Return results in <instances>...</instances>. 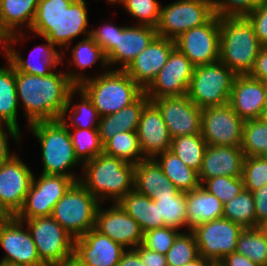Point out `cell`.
Returning <instances> with one entry per match:
<instances>
[{
	"label": "cell",
	"instance_id": "6da1fadb",
	"mask_svg": "<svg viewBox=\"0 0 267 266\" xmlns=\"http://www.w3.org/2000/svg\"><path fill=\"white\" fill-rule=\"evenodd\" d=\"M15 83L18 104L23 106L27 126L38 121L60 119L68 102V94L75 87L64 70L37 76L15 69Z\"/></svg>",
	"mask_w": 267,
	"mask_h": 266
},
{
	"label": "cell",
	"instance_id": "7a4b0ae2",
	"mask_svg": "<svg viewBox=\"0 0 267 266\" xmlns=\"http://www.w3.org/2000/svg\"><path fill=\"white\" fill-rule=\"evenodd\" d=\"M86 3L85 0H39L28 32L48 38L57 49H61L64 57V51L70 49L73 39L90 36Z\"/></svg>",
	"mask_w": 267,
	"mask_h": 266
},
{
	"label": "cell",
	"instance_id": "3957f363",
	"mask_svg": "<svg viewBox=\"0 0 267 266\" xmlns=\"http://www.w3.org/2000/svg\"><path fill=\"white\" fill-rule=\"evenodd\" d=\"M80 182L86 189L103 202H119L130 191L134 190L135 164L104 153L82 165Z\"/></svg>",
	"mask_w": 267,
	"mask_h": 266
},
{
	"label": "cell",
	"instance_id": "277c9868",
	"mask_svg": "<svg viewBox=\"0 0 267 266\" xmlns=\"http://www.w3.org/2000/svg\"><path fill=\"white\" fill-rule=\"evenodd\" d=\"M28 127L42 150L41 173L64 175L79 181L82 175L74 174L73 168L83 164L75 155L69 129L63 121L60 119L38 121L29 124Z\"/></svg>",
	"mask_w": 267,
	"mask_h": 266
},
{
	"label": "cell",
	"instance_id": "5b68a950",
	"mask_svg": "<svg viewBox=\"0 0 267 266\" xmlns=\"http://www.w3.org/2000/svg\"><path fill=\"white\" fill-rule=\"evenodd\" d=\"M262 48L245 16L220 17V61L236 75L251 73Z\"/></svg>",
	"mask_w": 267,
	"mask_h": 266
},
{
	"label": "cell",
	"instance_id": "8992f818",
	"mask_svg": "<svg viewBox=\"0 0 267 266\" xmlns=\"http://www.w3.org/2000/svg\"><path fill=\"white\" fill-rule=\"evenodd\" d=\"M81 88L91 99L99 116L120 111L133 103L144 90L121 69H109L84 81Z\"/></svg>",
	"mask_w": 267,
	"mask_h": 266
},
{
	"label": "cell",
	"instance_id": "52a82bcc",
	"mask_svg": "<svg viewBox=\"0 0 267 266\" xmlns=\"http://www.w3.org/2000/svg\"><path fill=\"white\" fill-rule=\"evenodd\" d=\"M101 202L86 187L75 181L54 206L52 217L74 238L95 228Z\"/></svg>",
	"mask_w": 267,
	"mask_h": 266
},
{
	"label": "cell",
	"instance_id": "ba28073f",
	"mask_svg": "<svg viewBox=\"0 0 267 266\" xmlns=\"http://www.w3.org/2000/svg\"><path fill=\"white\" fill-rule=\"evenodd\" d=\"M236 76L220 60L197 66L188 88V98L201 109L226 105Z\"/></svg>",
	"mask_w": 267,
	"mask_h": 266
},
{
	"label": "cell",
	"instance_id": "9c48e42d",
	"mask_svg": "<svg viewBox=\"0 0 267 266\" xmlns=\"http://www.w3.org/2000/svg\"><path fill=\"white\" fill-rule=\"evenodd\" d=\"M29 229L39 258L46 266L73 258L75 238L52 216L23 221Z\"/></svg>",
	"mask_w": 267,
	"mask_h": 266
},
{
	"label": "cell",
	"instance_id": "30bf717a",
	"mask_svg": "<svg viewBox=\"0 0 267 266\" xmlns=\"http://www.w3.org/2000/svg\"><path fill=\"white\" fill-rule=\"evenodd\" d=\"M214 15L210 0H176L161 5L156 31L158 36L175 40L185 31L204 25Z\"/></svg>",
	"mask_w": 267,
	"mask_h": 266
},
{
	"label": "cell",
	"instance_id": "8fae6325",
	"mask_svg": "<svg viewBox=\"0 0 267 266\" xmlns=\"http://www.w3.org/2000/svg\"><path fill=\"white\" fill-rule=\"evenodd\" d=\"M74 182L73 178L64 175L41 173L38 179L34 175L22 208L14 217L23 222L31 218L51 216L56 203Z\"/></svg>",
	"mask_w": 267,
	"mask_h": 266
},
{
	"label": "cell",
	"instance_id": "7c38bea8",
	"mask_svg": "<svg viewBox=\"0 0 267 266\" xmlns=\"http://www.w3.org/2000/svg\"><path fill=\"white\" fill-rule=\"evenodd\" d=\"M244 228L226 218H218L195 226L193 232L199 255L220 262L235 252L237 240Z\"/></svg>",
	"mask_w": 267,
	"mask_h": 266
},
{
	"label": "cell",
	"instance_id": "4fadbf2b",
	"mask_svg": "<svg viewBox=\"0 0 267 266\" xmlns=\"http://www.w3.org/2000/svg\"><path fill=\"white\" fill-rule=\"evenodd\" d=\"M175 41V47L192 64H211L220 60V17L214 15L202 26L185 31Z\"/></svg>",
	"mask_w": 267,
	"mask_h": 266
},
{
	"label": "cell",
	"instance_id": "5bb4252c",
	"mask_svg": "<svg viewBox=\"0 0 267 266\" xmlns=\"http://www.w3.org/2000/svg\"><path fill=\"white\" fill-rule=\"evenodd\" d=\"M243 126L229 104L202 109L201 135L207 145L241 147Z\"/></svg>",
	"mask_w": 267,
	"mask_h": 266
},
{
	"label": "cell",
	"instance_id": "9a60e30c",
	"mask_svg": "<svg viewBox=\"0 0 267 266\" xmlns=\"http://www.w3.org/2000/svg\"><path fill=\"white\" fill-rule=\"evenodd\" d=\"M194 68L192 62L175 47L164 67L144 92L150 100L186 95Z\"/></svg>",
	"mask_w": 267,
	"mask_h": 266
},
{
	"label": "cell",
	"instance_id": "2e32d148",
	"mask_svg": "<svg viewBox=\"0 0 267 266\" xmlns=\"http://www.w3.org/2000/svg\"><path fill=\"white\" fill-rule=\"evenodd\" d=\"M14 216L0 223V246L6 253L0 261L16 266H45L29 229Z\"/></svg>",
	"mask_w": 267,
	"mask_h": 266
},
{
	"label": "cell",
	"instance_id": "e0dca14e",
	"mask_svg": "<svg viewBox=\"0 0 267 266\" xmlns=\"http://www.w3.org/2000/svg\"><path fill=\"white\" fill-rule=\"evenodd\" d=\"M24 33L26 31L8 36L6 59L18 72L37 76H45L53 73L55 71L54 69H57L62 64V53L55 48L56 46L48 38L39 36L41 39H45L46 44L36 46V48L34 47L28 59H25L14 46L18 41L25 40L24 38L27 39Z\"/></svg>",
	"mask_w": 267,
	"mask_h": 266
},
{
	"label": "cell",
	"instance_id": "ac0fdd59",
	"mask_svg": "<svg viewBox=\"0 0 267 266\" xmlns=\"http://www.w3.org/2000/svg\"><path fill=\"white\" fill-rule=\"evenodd\" d=\"M150 101L160 110L171 138L201 134L202 109L187 94Z\"/></svg>",
	"mask_w": 267,
	"mask_h": 266
},
{
	"label": "cell",
	"instance_id": "d6986e66",
	"mask_svg": "<svg viewBox=\"0 0 267 266\" xmlns=\"http://www.w3.org/2000/svg\"><path fill=\"white\" fill-rule=\"evenodd\" d=\"M33 177L32 170L18 154L0 167V205L10 216H15L22 208Z\"/></svg>",
	"mask_w": 267,
	"mask_h": 266
},
{
	"label": "cell",
	"instance_id": "ffe728a7",
	"mask_svg": "<svg viewBox=\"0 0 267 266\" xmlns=\"http://www.w3.org/2000/svg\"><path fill=\"white\" fill-rule=\"evenodd\" d=\"M95 229L126 249H134L143 241L144 233L139 223L128 215L118 202H111L107 209L102 208V203L99 205Z\"/></svg>",
	"mask_w": 267,
	"mask_h": 266
},
{
	"label": "cell",
	"instance_id": "44dd1931",
	"mask_svg": "<svg viewBox=\"0 0 267 266\" xmlns=\"http://www.w3.org/2000/svg\"><path fill=\"white\" fill-rule=\"evenodd\" d=\"M126 248L95 228L74 241L73 258L80 266H117Z\"/></svg>",
	"mask_w": 267,
	"mask_h": 266
},
{
	"label": "cell",
	"instance_id": "7402d4cb",
	"mask_svg": "<svg viewBox=\"0 0 267 266\" xmlns=\"http://www.w3.org/2000/svg\"><path fill=\"white\" fill-rule=\"evenodd\" d=\"M174 48V40L157 35L124 71L145 91L164 67Z\"/></svg>",
	"mask_w": 267,
	"mask_h": 266
},
{
	"label": "cell",
	"instance_id": "603a6c76",
	"mask_svg": "<svg viewBox=\"0 0 267 266\" xmlns=\"http://www.w3.org/2000/svg\"><path fill=\"white\" fill-rule=\"evenodd\" d=\"M137 136L143 156L153 159L170 150L172 138L158 107L149 101L142 110Z\"/></svg>",
	"mask_w": 267,
	"mask_h": 266
},
{
	"label": "cell",
	"instance_id": "cb8c5ba5",
	"mask_svg": "<svg viewBox=\"0 0 267 266\" xmlns=\"http://www.w3.org/2000/svg\"><path fill=\"white\" fill-rule=\"evenodd\" d=\"M157 35L156 28L152 26H124L123 30L118 32L116 45L106 55L109 69H117L113 66L120 65L118 69L124 70Z\"/></svg>",
	"mask_w": 267,
	"mask_h": 266
},
{
	"label": "cell",
	"instance_id": "d4e9b609",
	"mask_svg": "<svg viewBox=\"0 0 267 266\" xmlns=\"http://www.w3.org/2000/svg\"><path fill=\"white\" fill-rule=\"evenodd\" d=\"M244 160L241 147L208 145L198 172L200 184L218 176L242 177Z\"/></svg>",
	"mask_w": 267,
	"mask_h": 266
},
{
	"label": "cell",
	"instance_id": "484cf974",
	"mask_svg": "<svg viewBox=\"0 0 267 266\" xmlns=\"http://www.w3.org/2000/svg\"><path fill=\"white\" fill-rule=\"evenodd\" d=\"M228 104L243 121L260 118L265 106L264 82L249 74L237 75Z\"/></svg>",
	"mask_w": 267,
	"mask_h": 266
},
{
	"label": "cell",
	"instance_id": "4316f807",
	"mask_svg": "<svg viewBox=\"0 0 267 266\" xmlns=\"http://www.w3.org/2000/svg\"><path fill=\"white\" fill-rule=\"evenodd\" d=\"M134 189L154 201L157 196L178 195L181 192L163 173L154 158L135 164Z\"/></svg>",
	"mask_w": 267,
	"mask_h": 266
},
{
	"label": "cell",
	"instance_id": "83f0119b",
	"mask_svg": "<svg viewBox=\"0 0 267 266\" xmlns=\"http://www.w3.org/2000/svg\"><path fill=\"white\" fill-rule=\"evenodd\" d=\"M149 101L143 92L133 103L120 111L101 116L98 124L101 143L104 145L117 133L137 131L142 110Z\"/></svg>",
	"mask_w": 267,
	"mask_h": 266
},
{
	"label": "cell",
	"instance_id": "f1b7e54d",
	"mask_svg": "<svg viewBox=\"0 0 267 266\" xmlns=\"http://www.w3.org/2000/svg\"><path fill=\"white\" fill-rule=\"evenodd\" d=\"M71 49L72 57L69 60L71 63L69 62L68 64H73V67L76 68H72V70L66 72V74L69 78V81L75 87H79L84 81L90 79V77L84 75V72L86 69L93 68L98 61L101 63V68H103L102 71H104L105 68L106 70H109L106 54L91 36L82 38V40Z\"/></svg>",
	"mask_w": 267,
	"mask_h": 266
},
{
	"label": "cell",
	"instance_id": "f546056e",
	"mask_svg": "<svg viewBox=\"0 0 267 266\" xmlns=\"http://www.w3.org/2000/svg\"><path fill=\"white\" fill-rule=\"evenodd\" d=\"M186 212L188 229L223 217V204L202 185L186 192Z\"/></svg>",
	"mask_w": 267,
	"mask_h": 266
},
{
	"label": "cell",
	"instance_id": "4dcf8cb0",
	"mask_svg": "<svg viewBox=\"0 0 267 266\" xmlns=\"http://www.w3.org/2000/svg\"><path fill=\"white\" fill-rule=\"evenodd\" d=\"M38 2L39 0H0V27L7 36L21 32L23 26L27 30L31 29Z\"/></svg>",
	"mask_w": 267,
	"mask_h": 266
},
{
	"label": "cell",
	"instance_id": "1f68e13d",
	"mask_svg": "<svg viewBox=\"0 0 267 266\" xmlns=\"http://www.w3.org/2000/svg\"><path fill=\"white\" fill-rule=\"evenodd\" d=\"M118 203L128 215L139 223L143 233L164 227L155 201L138 193L135 189L125 195Z\"/></svg>",
	"mask_w": 267,
	"mask_h": 266
},
{
	"label": "cell",
	"instance_id": "d6a6232c",
	"mask_svg": "<svg viewBox=\"0 0 267 266\" xmlns=\"http://www.w3.org/2000/svg\"><path fill=\"white\" fill-rule=\"evenodd\" d=\"M75 93L79 94V103H74L73 98L75 96ZM60 120L63 121L68 129H70V127L91 129L98 128L100 116L97 109L93 106L91 99L86 95V93L81 88L74 87L68 94V102L66 107L64 108Z\"/></svg>",
	"mask_w": 267,
	"mask_h": 266
},
{
	"label": "cell",
	"instance_id": "836d02e7",
	"mask_svg": "<svg viewBox=\"0 0 267 266\" xmlns=\"http://www.w3.org/2000/svg\"><path fill=\"white\" fill-rule=\"evenodd\" d=\"M7 66H0V125L20 130L18 124V98L15 83V67L5 58Z\"/></svg>",
	"mask_w": 267,
	"mask_h": 266
},
{
	"label": "cell",
	"instance_id": "e575fe53",
	"mask_svg": "<svg viewBox=\"0 0 267 266\" xmlns=\"http://www.w3.org/2000/svg\"><path fill=\"white\" fill-rule=\"evenodd\" d=\"M154 159L162 168L163 173L180 191H192L201 185L198 172L185 165L184 162L170 150L158 154Z\"/></svg>",
	"mask_w": 267,
	"mask_h": 266
},
{
	"label": "cell",
	"instance_id": "d590c367",
	"mask_svg": "<svg viewBox=\"0 0 267 266\" xmlns=\"http://www.w3.org/2000/svg\"><path fill=\"white\" fill-rule=\"evenodd\" d=\"M103 153L133 164L146 159L140 148L136 131L117 133L103 145Z\"/></svg>",
	"mask_w": 267,
	"mask_h": 266
},
{
	"label": "cell",
	"instance_id": "8d00e7d4",
	"mask_svg": "<svg viewBox=\"0 0 267 266\" xmlns=\"http://www.w3.org/2000/svg\"><path fill=\"white\" fill-rule=\"evenodd\" d=\"M207 146L201 134L184 135L172 138L170 151L185 165L199 172Z\"/></svg>",
	"mask_w": 267,
	"mask_h": 266
},
{
	"label": "cell",
	"instance_id": "74e56055",
	"mask_svg": "<svg viewBox=\"0 0 267 266\" xmlns=\"http://www.w3.org/2000/svg\"><path fill=\"white\" fill-rule=\"evenodd\" d=\"M235 252L259 266H267V233L261 228H245L237 240Z\"/></svg>",
	"mask_w": 267,
	"mask_h": 266
},
{
	"label": "cell",
	"instance_id": "f35d334b",
	"mask_svg": "<svg viewBox=\"0 0 267 266\" xmlns=\"http://www.w3.org/2000/svg\"><path fill=\"white\" fill-rule=\"evenodd\" d=\"M223 218L245 228H256L254 196L251 191L243 190L231 201L223 204Z\"/></svg>",
	"mask_w": 267,
	"mask_h": 266
},
{
	"label": "cell",
	"instance_id": "ab89813d",
	"mask_svg": "<svg viewBox=\"0 0 267 266\" xmlns=\"http://www.w3.org/2000/svg\"><path fill=\"white\" fill-rule=\"evenodd\" d=\"M155 204L158 205L160 217L164 226L172 227L180 231L187 227L186 192L181 191L178 195L157 196Z\"/></svg>",
	"mask_w": 267,
	"mask_h": 266
},
{
	"label": "cell",
	"instance_id": "60d3db41",
	"mask_svg": "<svg viewBox=\"0 0 267 266\" xmlns=\"http://www.w3.org/2000/svg\"><path fill=\"white\" fill-rule=\"evenodd\" d=\"M72 129L73 131L69 129L72 145L76 157L82 164L103 153V144L100 140L98 128Z\"/></svg>",
	"mask_w": 267,
	"mask_h": 266
},
{
	"label": "cell",
	"instance_id": "b9f144b4",
	"mask_svg": "<svg viewBox=\"0 0 267 266\" xmlns=\"http://www.w3.org/2000/svg\"><path fill=\"white\" fill-rule=\"evenodd\" d=\"M109 4H121L125 11L138 20L136 24L157 27L161 4L157 0H107Z\"/></svg>",
	"mask_w": 267,
	"mask_h": 266
},
{
	"label": "cell",
	"instance_id": "7bdbcfd3",
	"mask_svg": "<svg viewBox=\"0 0 267 266\" xmlns=\"http://www.w3.org/2000/svg\"><path fill=\"white\" fill-rule=\"evenodd\" d=\"M241 148L245 157L260 156L267 148V123L260 118L245 120Z\"/></svg>",
	"mask_w": 267,
	"mask_h": 266
},
{
	"label": "cell",
	"instance_id": "ee69618b",
	"mask_svg": "<svg viewBox=\"0 0 267 266\" xmlns=\"http://www.w3.org/2000/svg\"><path fill=\"white\" fill-rule=\"evenodd\" d=\"M168 266H184L199 256L196 239L191 230L180 232L166 253Z\"/></svg>",
	"mask_w": 267,
	"mask_h": 266
},
{
	"label": "cell",
	"instance_id": "f6af8a7d",
	"mask_svg": "<svg viewBox=\"0 0 267 266\" xmlns=\"http://www.w3.org/2000/svg\"><path fill=\"white\" fill-rule=\"evenodd\" d=\"M202 186L216 196L222 204L231 201L240 194L244 188L242 177L218 176L207 179Z\"/></svg>",
	"mask_w": 267,
	"mask_h": 266
},
{
	"label": "cell",
	"instance_id": "bcb514c9",
	"mask_svg": "<svg viewBox=\"0 0 267 266\" xmlns=\"http://www.w3.org/2000/svg\"><path fill=\"white\" fill-rule=\"evenodd\" d=\"M242 179L245 190L251 192L267 184V160L260 156L245 157Z\"/></svg>",
	"mask_w": 267,
	"mask_h": 266
},
{
	"label": "cell",
	"instance_id": "7dc6e473",
	"mask_svg": "<svg viewBox=\"0 0 267 266\" xmlns=\"http://www.w3.org/2000/svg\"><path fill=\"white\" fill-rule=\"evenodd\" d=\"M180 232L182 231L167 226L149 230L143 234L142 245L149 250L166 255Z\"/></svg>",
	"mask_w": 267,
	"mask_h": 266
},
{
	"label": "cell",
	"instance_id": "c3c4849f",
	"mask_svg": "<svg viewBox=\"0 0 267 266\" xmlns=\"http://www.w3.org/2000/svg\"><path fill=\"white\" fill-rule=\"evenodd\" d=\"M262 0H210L214 14L219 17L246 16Z\"/></svg>",
	"mask_w": 267,
	"mask_h": 266
},
{
	"label": "cell",
	"instance_id": "681fc988",
	"mask_svg": "<svg viewBox=\"0 0 267 266\" xmlns=\"http://www.w3.org/2000/svg\"><path fill=\"white\" fill-rule=\"evenodd\" d=\"M123 26H117L111 22H105L99 28L92 29L90 36L103 49L107 55L116 45L118 39V32H121Z\"/></svg>",
	"mask_w": 267,
	"mask_h": 266
},
{
	"label": "cell",
	"instance_id": "f907efd6",
	"mask_svg": "<svg viewBox=\"0 0 267 266\" xmlns=\"http://www.w3.org/2000/svg\"><path fill=\"white\" fill-rule=\"evenodd\" d=\"M253 25L255 34L263 47H267V0L245 16Z\"/></svg>",
	"mask_w": 267,
	"mask_h": 266
},
{
	"label": "cell",
	"instance_id": "816d5d0a",
	"mask_svg": "<svg viewBox=\"0 0 267 266\" xmlns=\"http://www.w3.org/2000/svg\"><path fill=\"white\" fill-rule=\"evenodd\" d=\"M20 133V130L13 126L0 125V167L16 154L9 149L8 136L17 144L21 140Z\"/></svg>",
	"mask_w": 267,
	"mask_h": 266
},
{
	"label": "cell",
	"instance_id": "f5cc1de1",
	"mask_svg": "<svg viewBox=\"0 0 267 266\" xmlns=\"http://www.w3.org/2000/svg\"><path fill=\"white\" fill-rule=\"evenodd\" d=\"M252 193L254 196L256 227H260L267 220V184Z\"/></svg>",
	"mask_w": 267,
	"mask_h": 266
},
{
	"label": "cell",
	"instance_id": "db71d44e",
	"mask_svg": "<svg viewBox=\"0 0 267 266\" xmlns=\"http://www.w3.org/2000/svg\"><path fill=\"white\" fill-rule=\"evenodd\" d=\"M134 250L140 255L145 266H168L165 255L149 250L142 244L135 247Z\"/></svg>",
	"mask_w": 267,
	"mask_h": 266
},
{
	"label": "cell",
	"instance_id": "11a10c76",
	"mask_svg": "<svg viewBox=\"0 0 267 266\" xmlns=\"http://www.w3.org/2000/svg\"><path fill=\"white\" fill-rule=\"evenodd\" d=\"M249 75L263 82H267V47H263L260 50L254 68Z\"/></svg>",
	"mask_w": 267,
	"mask_h": 266
},
{
	"label": "cell",
	"instance_id": "9f6ffc18",
	"mask_svg": "<svg viewBox=\"0 0 267 266\" xmlns=\"http://www.w3.org/2000/svg\"><path fill=\"white\" fill-rule=\"evenodd\" d=\"M220 262L223 264V266H259L248 257L237 252L227 255Z\"/></svg>",
	"mask_w": 267,
	"mask_h": 266
},
{
	"label": "cell",
	"instance_id": "6f0895ef",
	"mask_svg": "<svg viewBox=\"0 0 267 266\" xmlns=\"http://www.w3.org/2000/svg\"><path fill=\"white\" fill-rule=\"evenodd\" d=\"M117 266H145L140 255L134 249H126Z\"/></svg>",
	"mask_w": 267,
	"mask_h": 266
},
{
	"label": "cell",
	"instance_id": "680465c9",
	"mask_svg": "<svg viewBox=\"0 0 267 266\" xmlns=\"http://www.w3.org/2000/svg\"><path fill=\"white\" fill-rule=\"evenodd\" d=\"M209 262V260L199 255L196 259L187 262L184 266H206Z\"/></svg>",
	"mask_w": 267,
	"mask_h": 266
},
{
	"label": "cell",
	"instance_id": "91938a15",
	"mask_svg": "<svg viewBox=\"0 0 267 266\" xmlns=\"http://www.w3.org/2000/svg\"><path fill=\"white\" fill-rule=\"evenodd\" d=\"M8 36L0 27V48L2 49L4 56L7 51Z\"/></svg>",
	"mask_w": 267,
	"mask_h": 266
},
{
	"label": "cell",
	"instance_id": "94428289",
	"mask_svg": "<svg viewBox=\"0 0 267 266\" xmlns=\"http://www.w3.org/2000/svg\"><path fill=\"white\" fill-rule=\"evenodd\" d=\"M46 266H80L78 264V262L72 258L68 261H64V262H60V263H54V264H50V265H46Z\"/></svg>",
	"mask_w": 267,
	"mask_h": 266
},
{
	"label": "cell",
	"instance_id": "6125c7cd",
	"mask_svg": "<svg viewBox=\"0 0 267 266\" xmlns=\"http://www.w3.org/2000/svg\"><path fill=\"white\" fill-rule=\"evenodd\" d=\"M11 216L0 205V223L8 220Z\"/></svg>",
	"mask_w": 267,
	"mask_h": 266
},
{
	"label": "cell",
	"instance_id": "be15d7a7",
	"mask_svg": "<svg viewBox=\"0 0 267 266\" xmlns=\"http://www.w3.org/2000/svg\"><path fill=\"white\" fill-rule=\"evenodd\" d=\"M260 119L267 123V105L264 106Z\"/></svg>",
	"mask_w": 267,
	"mask_h": 266
},
{
	"label": "cell",
	"instance_id": "e7e4bbea",
	"mask_svg": "<svg viewBox=\"0 0 267 266\" xmlns=\"http://www.w3.org/2000/svg\"><path fill=\"white\" fill-rule=\"evenodd\" d=\"M264 100L265 106L267 105V82H264Z\"/></svg>",
	"mask_w": 267,
	"mask_h": 266
},
{
	"label": "cell",
	"instance_id": "03108f58",
	"mask_svg": "<svg viewBox=\"0 0 267 266\" xmlns=\"http://www.w3.org/2000/svg\"><path fill=\"white\" fill-rule=\"evenodd\" d=\"M206 266H223L221 262L210 261Z\"/></svg>",
	"mask_w": 267,
	"mask_h": 266
},
{
	"label": "cell",
	"instance_id": "003e7915",
	"mask_svg": "<svg viewBox=\"0 0 267 266\" xmlns=\"http://www.w3.org/2000/svg\"><path fill=\"white\" fill-rule=\"evenodd\" d=\"M260 227L267 233V220H265Z\"/></svg>",
	"mask_w": 267,
	"mask_h": 266
},
{
	"label": "cell",
	"instance_id": "a7ac6f4b",
	"mask_svg": "<svg viewBox=\"0 0 267 266\" xmlns=\"http://www.w3.org/2000/svg\"><path fill=\"white\" fill-rule=\"evenodd\" d=\"M260 157L267 160V148L260 154Z\"/></svg>",
	"mask_w": 267,
	"mask_h": 266
},
{
	"label": "cell",
	"instance_id": "89a4df30",
	"mask_svg": "<svg viewBox=\"0 0 267 266\" xmlns=\"http://www.w3.org/2000/svg\"><path fill=\"white\" fill-rule=\"evenodd\" d=\"M0 266H16V265L0 261Z\"/></svg>",
	"mask_w": 267,
	"mask_h": 266
}]
</instances>
